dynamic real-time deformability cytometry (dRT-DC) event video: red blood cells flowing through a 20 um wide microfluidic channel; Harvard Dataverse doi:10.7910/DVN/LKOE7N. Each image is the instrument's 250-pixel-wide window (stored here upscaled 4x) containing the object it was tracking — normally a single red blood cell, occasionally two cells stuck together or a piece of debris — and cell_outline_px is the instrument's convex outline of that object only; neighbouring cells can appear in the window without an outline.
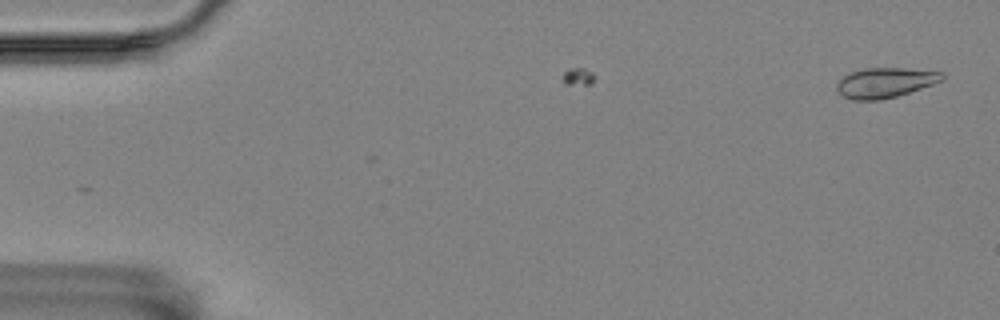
{"species": "Egyptian fruit bat (a non-hibernating species)", "species_latin": "Rousettus aegyptiacus", "temperature_condition": "room temperature", "stored_images_in_passage": 7, "camera_frame_rate_fps": 3000, "um_per_image_px": 0.085, "animal": {"sex": "female"}, "frame": {"image": 1, "passage_image": 1, "time_ms": 0.0, "image_size_px": [1000, 320], "cell_outline_px": [[944, 80], [896, 96], [880, 100], [852, 100], [844, 96], [836, 88], [836, 84], [844, 76], [852, 72], [868, 68], [900, 68], [944, 72]], "centroid_in_image_um": [75.24, 7.03], "position_along_channel_um": 9.8, "area_um2": 18.09}}